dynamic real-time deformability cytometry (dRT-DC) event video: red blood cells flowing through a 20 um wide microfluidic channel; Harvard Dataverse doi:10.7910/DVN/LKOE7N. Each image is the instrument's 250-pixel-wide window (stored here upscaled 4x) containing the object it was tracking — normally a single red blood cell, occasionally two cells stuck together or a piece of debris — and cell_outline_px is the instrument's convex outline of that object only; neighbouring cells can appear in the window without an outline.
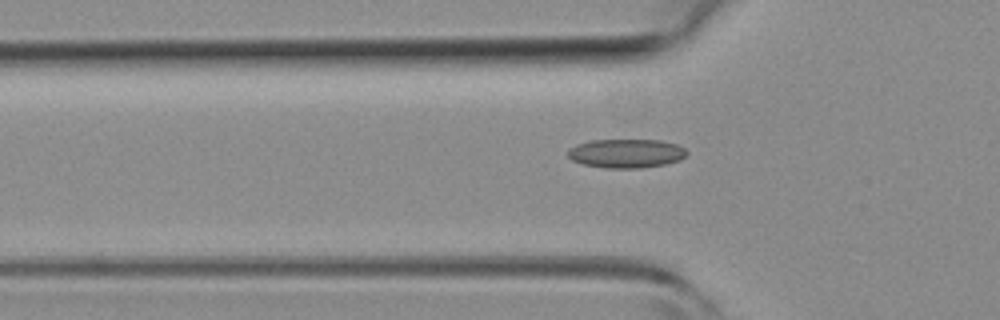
{"species": "common noctule bat (a hibernating species)", "species_latin": "Nyctalus noctula", "temperature_condition": "room temperature", "stored_images_in_passage": 32, "camera_frame_rate_fps": 3000, "um_per_image_px": 0.085, "animal": {"sex": "female", "body_mass_g": 19.3, "forearm_length_mm": 54.1}, "frame": {"image": 1, "passage_image": 4, "time_ms": 1.0, "image_size_px": [1000, 320], "cell_outline_px": [[688, 152], [680, 160], [664, 164], [640, 168], [604, 168], [584, 164], [572, 160], [568, 156], [568, 148], [576, 144], [592, 140], [660, 140], [676, 144], [684, 148]], "centroid_in_image_um": [53.21, 13.03], "position_along_channel_um": 72.6, "area_um2": 20.0}}
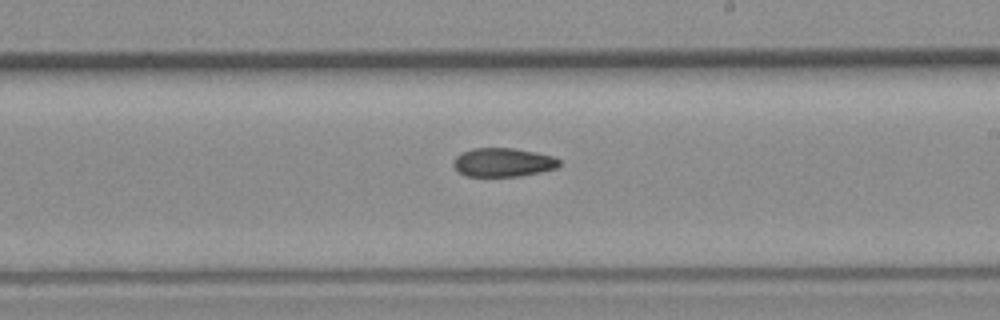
{"frame": {"image": 2, "passage_image": 16, "time_ms": 5.0, "image_size_px": [1000, 320], "cell_outline_px": [[560, 164], [556, 168], [540, 172], [520, 176], [468, 176], [460, 172], [452, 164], [452, 160], [460, 152], [472, 148], [512, 148], [552, 156], [560, 160]], "centroid_in_image_um": [42.72, 13.8], "position_along_channel_um": 246.3, "area_um2": 17.63}}
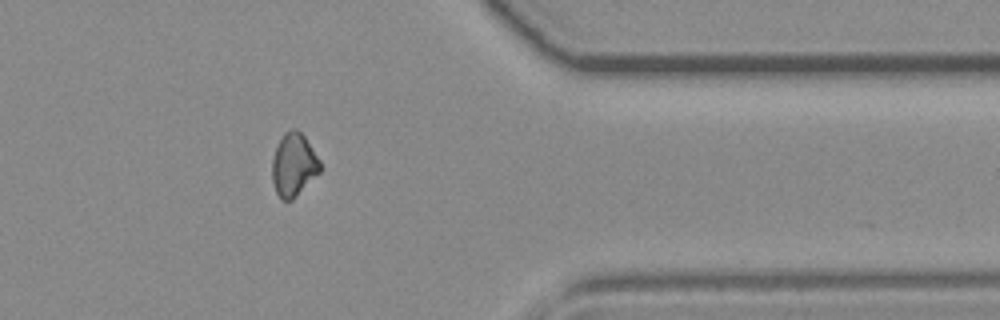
{"frame": {"image": 3, "passage_image": 27, "time_ms": 8.667, "image_size_px": [1000, 320], "cell_outline_px": [[320, 172], [292, 200], [280, 200], [276, 192], [272, 180], [272, 156], [284, 132], [292, 128], [296, 128], [304, 136], [320, 160]], "centroid_in_image_um": [24.95, 14.01], "position_along_channel_um": 386.5, "area_um2": 17.57}}